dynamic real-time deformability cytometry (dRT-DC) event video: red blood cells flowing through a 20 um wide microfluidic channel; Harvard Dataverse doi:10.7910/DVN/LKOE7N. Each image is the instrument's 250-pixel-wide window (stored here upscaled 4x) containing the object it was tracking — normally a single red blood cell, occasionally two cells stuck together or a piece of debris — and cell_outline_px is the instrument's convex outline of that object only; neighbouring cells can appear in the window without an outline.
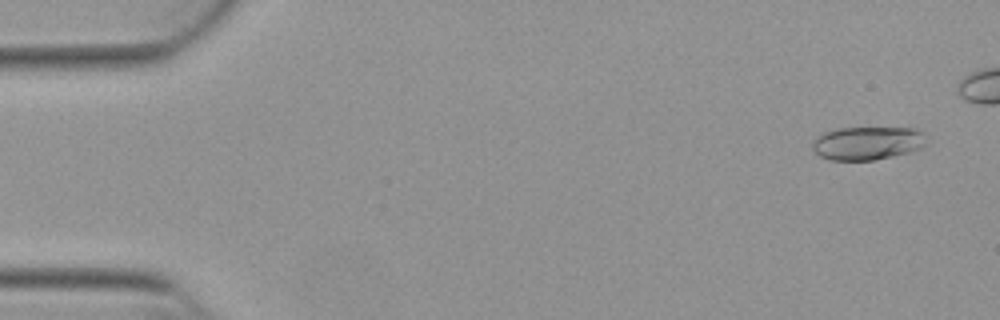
{"species": "Egyptian fruit bat (a non-hibernating species)", "species_latin": "Rousettus aegyptiacus", "temperature_condition": "warm", "stored_images_in_passage": 12, "camera_frame_rate_fps": 3000, "um_per_image_px": 0.085, "animal": {"sex": "female"}, "frame": {"image": 1, "passage_image": 3, "time_ms": 0.667, "image_size_px": [1000, 320], "cell_outline_px": [[924, 144], [920, 148], [908, 152], [892, 156], [872, 160], [828, 160], [820, 156], [812, 148], [812, 140], [816, 136], [824, 132], [836, 128], [916, 128], [924, 136]], "centroid_in_image_um": [73.65, 12.16], "position_along_channel_um": 11.3, "area_um2": 22.02}}